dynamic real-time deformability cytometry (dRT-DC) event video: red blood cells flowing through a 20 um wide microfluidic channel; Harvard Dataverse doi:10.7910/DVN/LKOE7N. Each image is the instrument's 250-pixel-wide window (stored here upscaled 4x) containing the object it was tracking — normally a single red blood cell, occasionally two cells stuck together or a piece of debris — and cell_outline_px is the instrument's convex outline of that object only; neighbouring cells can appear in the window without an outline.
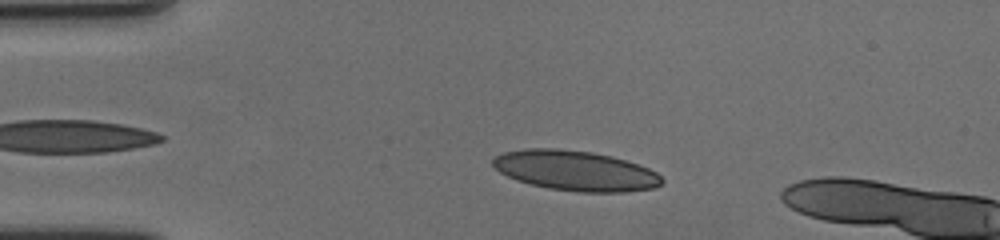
{"species": "human", "species_latin": "Homo sapiens", "temperature_condition": "cold", "stored_images_in_passage": 7, "camera_frame_rate_fps": 3000, "um_per_image_px": 0.085, "donor": {"sex": "female"}, "frame": {"image": 1, "passage_image": 1, "time_ms": 0.0, "image_size_px": [1000, 240], "cell_outline_px": [[664, 180], [656, 188], [624, 192], [576, 192], [548, 188], [516, 180], [500, 172], [492, 164], [492, 156], [504, 152], [524, 148], [560, 148], [592, 152], [612, 156], [648, 168], [656, 172]], "centroid_in_image_um": [48.89, 14.5], "position_along_channel_um": 36.1, "area_um2": 39.59}}